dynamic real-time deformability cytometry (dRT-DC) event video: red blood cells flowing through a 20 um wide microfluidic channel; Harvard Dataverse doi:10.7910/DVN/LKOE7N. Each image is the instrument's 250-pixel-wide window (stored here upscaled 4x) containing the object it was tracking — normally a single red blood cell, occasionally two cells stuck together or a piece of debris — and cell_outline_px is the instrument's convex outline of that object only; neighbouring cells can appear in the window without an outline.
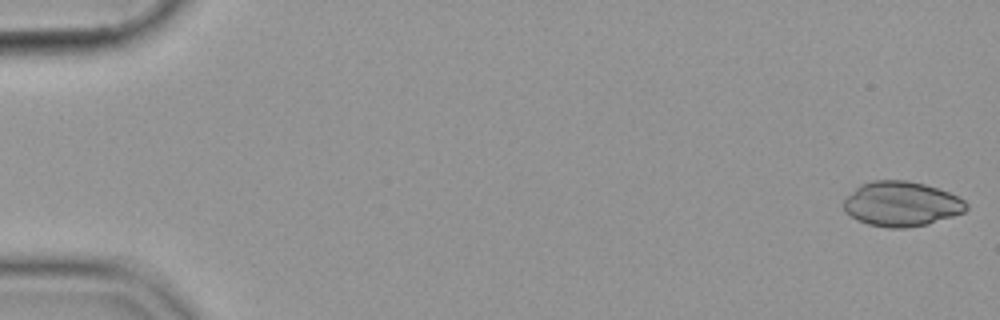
{"species": "common noctule bat (a hibernating species)", "species_latin": "Nyctalus noctula", "temperature_condition": "cold", "stored_images_in_passage": 13, "camera_frame_rate_fps": 3000, "um_per_image_px": 0.085, "animal": {"sex": "female", "body_mass_g": 19.9}, "frame": {"image": 1, "passage_image": 1, "time_ms": 0.0, "image_size_px": [1000, 320], "cell_outline_px": [[968, 208], [964, 212], [928, 224], [908, 228], [888, 228], [868, 224], [856, 220], [844, 212], [844, 200], [856, 188], [872, 180], [908, 180], [924, 184], [948, 192], [964, 200], [968, 204]], "centroid_in_image_um": [76.62, 17.35], "position_along_channel_um": 8.4, "area_um2": 31.96}}